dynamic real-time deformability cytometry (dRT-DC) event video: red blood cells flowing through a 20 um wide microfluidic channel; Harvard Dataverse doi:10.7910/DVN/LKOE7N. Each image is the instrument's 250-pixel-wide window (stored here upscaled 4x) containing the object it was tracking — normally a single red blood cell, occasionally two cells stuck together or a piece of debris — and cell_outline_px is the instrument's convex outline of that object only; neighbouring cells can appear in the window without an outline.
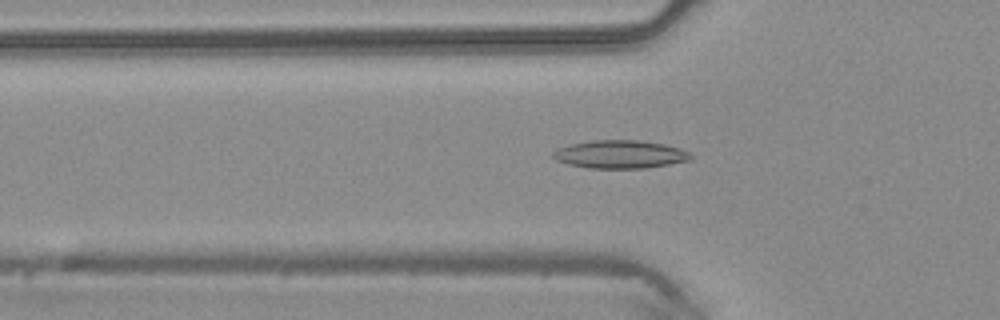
{"species": "common noctule bat (a hibernating species)", "species_latin": "Nyctalus noctula", "temperature_condition": "warm", "stored_images_in_passage": 45, "camera_frame_rate_fps": 3000, "um_per_image_px": 0.085, "animal": {"sex": "male", "body_mass_g": 20.4}, "frame": {"image": 1, "passage_image": 14, "time_ms": 4.333, "image_size_px": [1000, 320], "cell_outline_px": [[692, 160], [644, 168], [588, 168], [568, 164], [556, 160], [552, 156], [552, 152], [560, 148], [572, 144], [592, 140], [640, 140], [664, 144], [688, 152], [692, 156]], "centroid_in_image_um": [52.69, 13.12], "position_along_channel_um": 73.1, "area_um2": 22.31}}
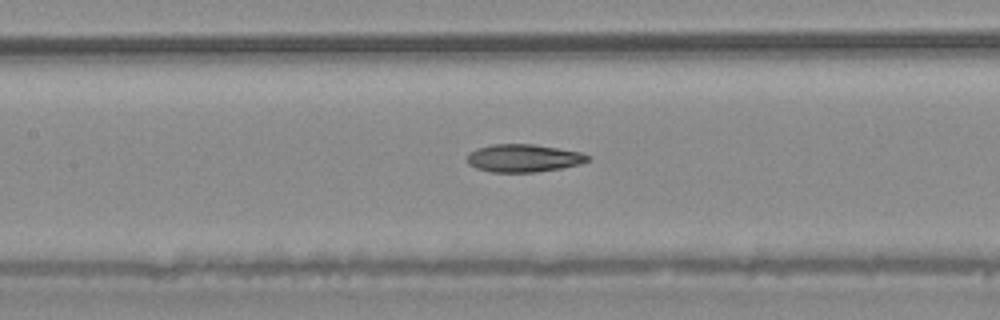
{"frame": {"image": 2, "passage_image": 20, "time_ms": 6.333, "image_size_px": [1000, 320], "cell_outline_px": [[592, 160], [580, 164], [560, 168], [536, 172], [492, 172], [476, 168], [468, 164], [468, 156], [476, 148], [492, 144], [532, 144], [580, 152], [592, 156]], "centroid_in_image_um": [44.53, 13.44], "position_along_channel_um": 162.9, "area_um2": 19.48}}
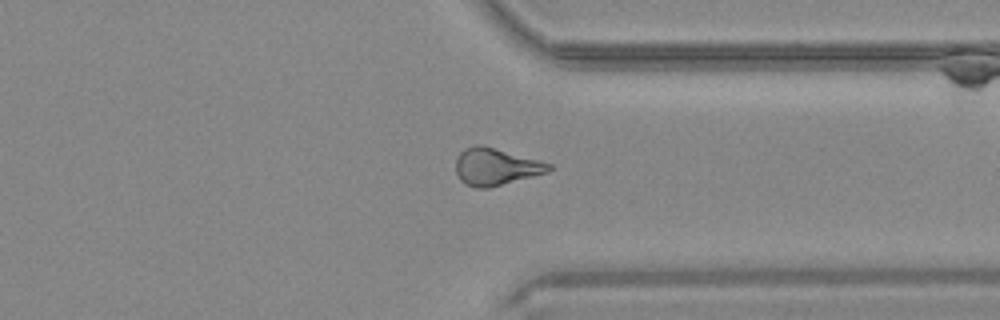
{"frame": {"image": 3, "passage_image": 34, "time_ms": 11.0, "image_size_px": [1000, 320], "cell_outline_px": [[552, 168], [548, 172], [488, 188], [476, 188], [464, 184], [460, 180], [456, 172], [456, 160], [460, 152], [464, 148], [472, 144], [484, 144], [552, 164]], "centroid_in_image_um": [42.11, 14.15], "position_along_channel_um": 369.3, "area_um2": 20.29}}